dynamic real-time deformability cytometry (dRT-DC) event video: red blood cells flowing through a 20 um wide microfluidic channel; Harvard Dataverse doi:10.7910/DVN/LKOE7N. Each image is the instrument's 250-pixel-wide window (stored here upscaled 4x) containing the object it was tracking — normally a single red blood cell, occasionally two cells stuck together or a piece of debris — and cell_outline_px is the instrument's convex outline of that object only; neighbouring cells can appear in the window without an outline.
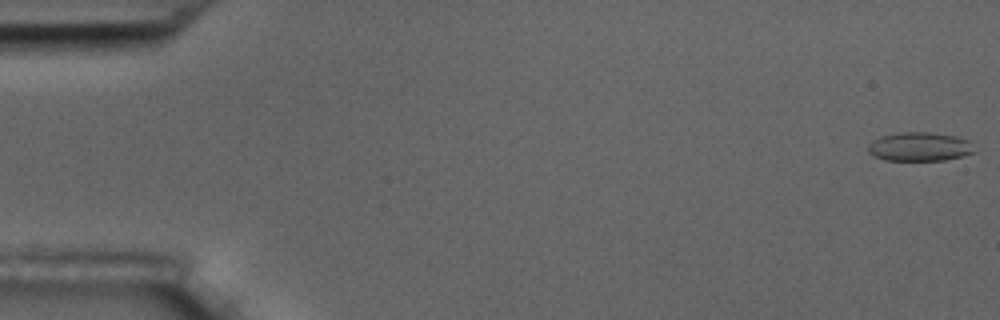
{"species": "common noctule bat (a hibernating species)", "species_latin": "Nyctalus noctula", "temperature_condition": "room temperature", "stored_images_in_passage": 4, "camera_frame_rate_fps": 3000, "um_per_image_px": 0.085, "animal": {"sex": "male", "body_mass_g": 17.5, "forearm_length_mm": 52.3}, "frame": {"image": 1, "passage_image": 1, "time_ms": 0.0, "image_size_px": [1000, 320], "cell_outline_px": [[976, 152], [964, 156], [944, 160], [884, 160], [872, 156], [868, 152], [868, 144], [872, 140], [880, 136], [900, 132], [928, 132], [952, 136], [968, 140]], "centroid_in_image_um": [78.12, 12.48], "position_along_channel_um": 6.9, "area_um2": 17.92}}